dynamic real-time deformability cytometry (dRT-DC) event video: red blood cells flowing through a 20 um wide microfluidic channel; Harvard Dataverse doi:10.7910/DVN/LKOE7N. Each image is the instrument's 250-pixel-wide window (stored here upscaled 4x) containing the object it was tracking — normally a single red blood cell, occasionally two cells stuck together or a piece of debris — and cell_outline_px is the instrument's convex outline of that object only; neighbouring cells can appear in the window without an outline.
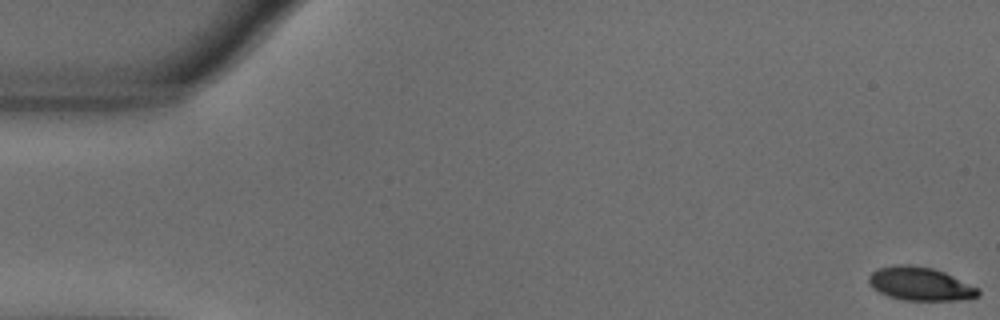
{"species": "common noctule bat (a hibernating species)", "species_latin": "Nyctalus noctula", "temperature_condition": "warm", "stored_images_in_passage": 57, "camera_frame_rate_fps": 3000, "um_per_image_px": 0.085, "animal": {"sex": "male", "body_mass_g": 18.8}, "frame": {"image": 1, "passage_image": 1, "time_ms": 0.0, "image_size_px": [1000, 320], "cell_outline_px": [[980, 296], [956, 300], [904, 300], [888, 296], [872, 288], [868, 284], [868, 276], [872, 272], [880, 268], [892, 264], [912, 264], [932, 268], [944, 272], [980, 288]], "centroid_in_image_um": [78.2, 24.11], "position_along_channel_um": 6.8, "area_um2": 21.44}}
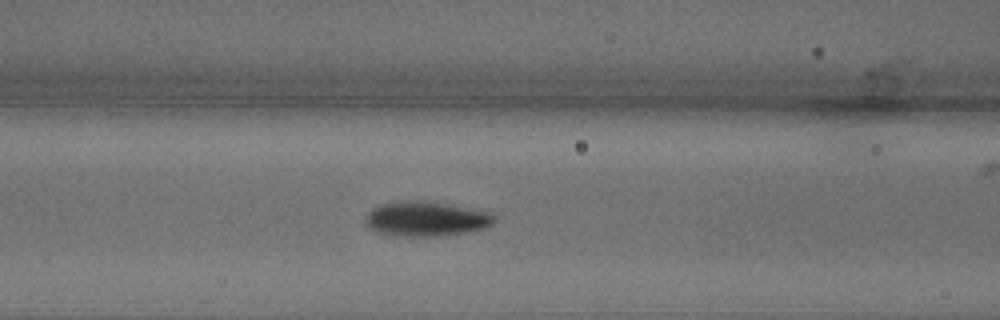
{"frame": {"image": 2, "passage_image": 23, "time_ms": 7.333, "image_size_px": [1000, 320], "cell_outline_px": [[496, 220], [492, 224], [484, 228], [468, 232], [436, 236], [408, 236], [376, 232], [368, 228], [368, 212], [372, 208], [380, 204], [396, 200], [428, 200], [488, 212], [496, 216]], "centroid_in_image_um": [36.22, 18.58], "position_along_channel_um": 130.4, "area_um2": 26.07}}
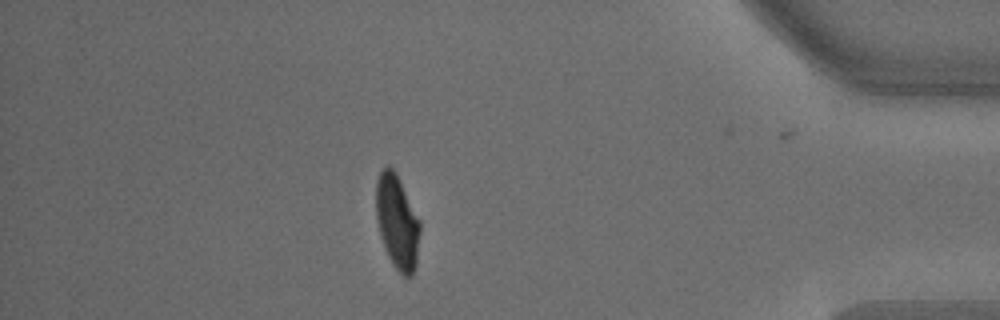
{"frame": {"image": 3, "passage_image": 49, "time_ms": 16.0, "image_size_px": [1000, 320], "cell_outline_px": [[420, 232], [416, 264], [412, 276], [404, 276], [392, 264], [388, 256], [380, 236], [376, 220], [376, 180], [380, 172], [388, 164], [396, 172], [420, 220]], "centroid_in_image_um": [33.75, 18.85], "position_along_channel_um": 401.4, "area_um2": 24.16}, "authors_computed_cell_mechanics": {"area_um2": 24.1026, "velocity_mm_per_s": 3.6084, "shape_relaxation_time_tau1_ms": 2.22, "shape_relaxation_time_tau2_ms": null, "deformation_change_tau1": 0.1647, "deformation_change_tau2": null}}